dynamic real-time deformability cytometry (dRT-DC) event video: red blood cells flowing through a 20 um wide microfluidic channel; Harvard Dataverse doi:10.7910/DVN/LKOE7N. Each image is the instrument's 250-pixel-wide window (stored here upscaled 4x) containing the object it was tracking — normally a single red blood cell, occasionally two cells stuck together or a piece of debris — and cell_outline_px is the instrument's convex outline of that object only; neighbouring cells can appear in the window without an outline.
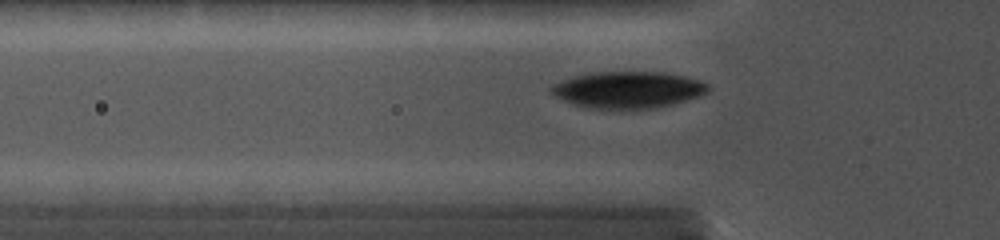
{"species": "common noctule bat (a hibernating species)", "species_latin": "Nyctalus noctula", "temperature_condition": "cold", "stored_images_in_passage": 23, "camera_frame_rate_fps": 5000, "um_per_image_px": 0.085, "animal": {"sex": "female", "body_mass_g": 19.0, "forearm_length_mm": 56.7}, "frame": {"image": 1, "passage_image": 4, "time_ms": 0.6, "image_size_px": [1000, 240], "cell_outline_px": [[712, 88], [708, 92], [700, 96], [672, 104], [656, 108], [584, 108], [572, 104], [548, 92], [548, 88], [552, 84], [572, 76], [588, 72], [664, 72], [684, 76], [700, 80], [708, 84]], "centroid_in_image_um": [53.36, 7.62], "position_along_channel_um": 72.4, "area_um2": 33.81}}